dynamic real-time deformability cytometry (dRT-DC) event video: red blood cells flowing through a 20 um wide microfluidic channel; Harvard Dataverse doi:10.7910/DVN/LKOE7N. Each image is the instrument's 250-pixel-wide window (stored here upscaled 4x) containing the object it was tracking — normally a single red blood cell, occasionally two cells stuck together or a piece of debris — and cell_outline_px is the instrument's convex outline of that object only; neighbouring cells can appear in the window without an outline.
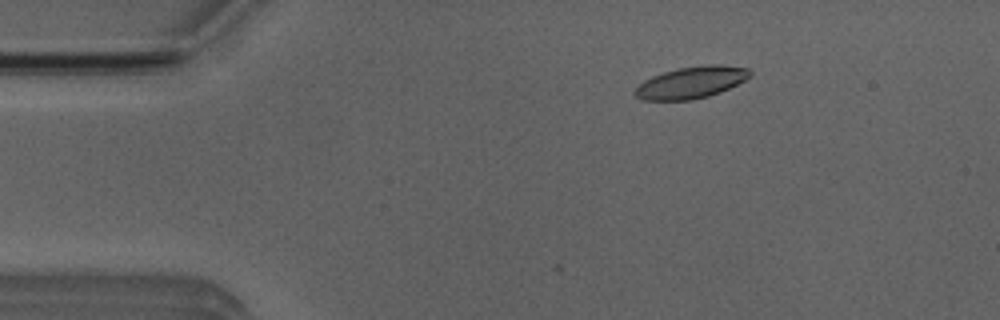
{"species": "Egyptian fruit bat (a non-hibernating species)", "species_latin": "Rousettus aegyptiacus", "temperature_condition": "room temperature", "stored_images_in_passage": 4, "camera_frame_rate_fps": 3000, "um_per_image_px": 0.085, "animal": {"sex": "male"}, "frame": {"image": 1, "passage_image": 1, "time_ms": 0.0, "image_size_px": [1000, 320], "cell_outline_px": [[752, 76], [720, 92], [708, 96], [692, 100], [640, 100], [632, 92], [644, 80], [652, 76], [676, 68], [708, 64], [720, 64], [748, 68], [752, 72]], "centroid_in_image_um": [58.75, 7.0], "position_along_channel_um": 26.3, "area_um2": 21.39}}